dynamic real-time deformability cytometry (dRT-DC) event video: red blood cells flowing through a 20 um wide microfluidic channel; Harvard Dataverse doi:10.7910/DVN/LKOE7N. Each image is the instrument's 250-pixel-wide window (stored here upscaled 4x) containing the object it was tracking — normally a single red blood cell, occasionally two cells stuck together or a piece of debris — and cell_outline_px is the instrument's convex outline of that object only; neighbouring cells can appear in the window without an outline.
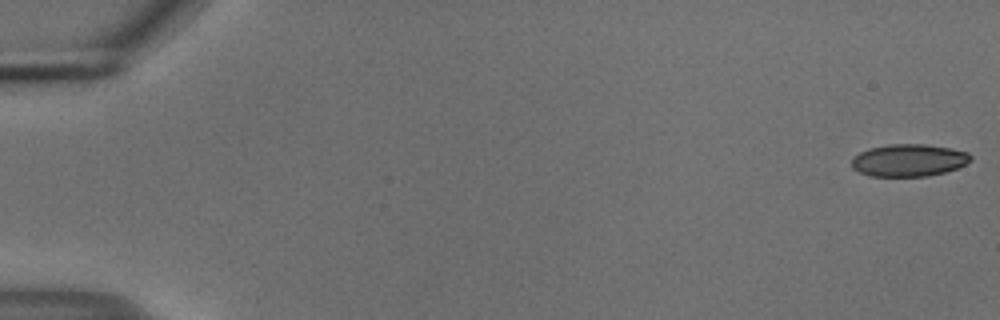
{"species": "common noctule bat (a hibernating species)", "species_latin": "Nyctalus noctula", "temperature_condition": "cold", "stored_images_in_passage": 8, "camera_frame_rate_fps": 3000, "um_per_image_px": 0.085, "animal": {"sex": "male", "body_mass_g": 18.8}, "frame": {"image": 1, "passage_image": 1, "time_ms": 0.0, "image_size_px": [1000, 320], "cell_outline_px": [[972, 160], [956, 168], [944, 172], [928, 176], [868, 176], [852, 168], [852, 156], [860, 152], [872, 148], [888, 144], [924, 144], [952, 148], [968, 152], [972, 156]], "centroid_in_image_um": [77.24, 13.62], "position_along_channel_um": 7.8, "area_um2": 22.43}}